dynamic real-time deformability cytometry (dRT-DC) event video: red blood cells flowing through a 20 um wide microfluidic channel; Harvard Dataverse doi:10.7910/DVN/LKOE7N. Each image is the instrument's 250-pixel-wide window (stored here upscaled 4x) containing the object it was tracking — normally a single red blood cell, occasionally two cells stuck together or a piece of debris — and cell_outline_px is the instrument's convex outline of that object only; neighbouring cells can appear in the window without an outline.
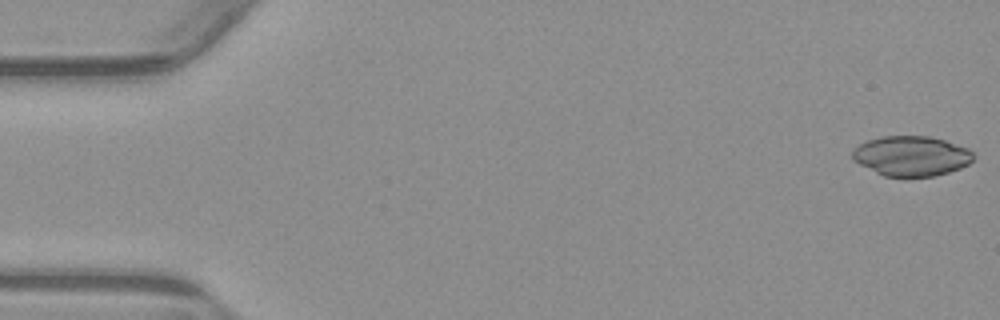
{"species": "common noctule bat (a hibernating species)", "species_latin": "Nyctalus noctula", "temperature_condition": "warm", "stored_images_in_passage": 15, "camera_frame_rate_fps": 3000, "um_per_image_px": 0.085, "animal": {"sex": "male", "body_mass_g": 23.1, "forearm_length_mm": 52.7}, "frame": {"image": 1, "passage_image": 1, "time_ms": 0.0, "image_size_px": [1000, 320], "cell_outline_px": [[976, 156], [968, 164], [960, 168], [948, 172], [932, 176], [884, 176], [852, 160], [852, 148], [868, 140], [880, 136], [928, 136], [944, 140], [968, 148]], "centroid_in_image_um": [77.45, 13.24], "position_along_channel_um": 7.5, "area_um2": 28.09}}